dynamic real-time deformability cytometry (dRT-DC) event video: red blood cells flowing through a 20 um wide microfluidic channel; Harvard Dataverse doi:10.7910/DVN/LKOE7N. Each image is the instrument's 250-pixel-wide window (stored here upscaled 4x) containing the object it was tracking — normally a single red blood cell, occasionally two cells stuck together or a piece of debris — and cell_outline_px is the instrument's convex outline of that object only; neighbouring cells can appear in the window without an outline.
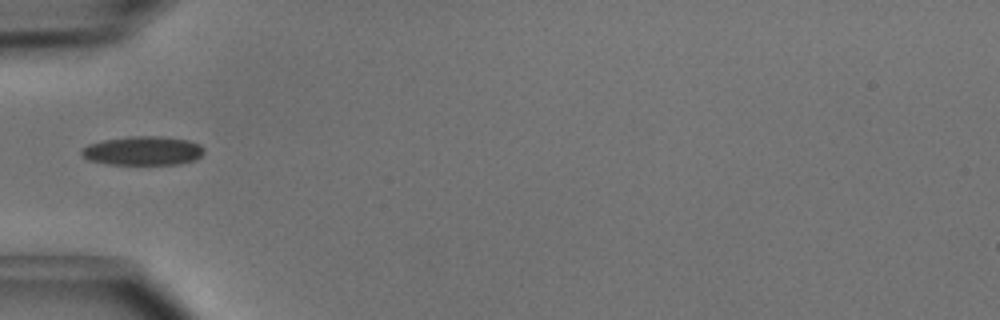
{"species": "common noctule bat (a hibernating species)", "species_latin": "Nyctalus noctula", "temperature_condition": "cold", "stored_images_in_passage": 34, "camera_frame_rate_fps": 3000, "um_per_image_px": 0.085, "animal": {"sex": "male", "body_mass_g": 15.6}, "frame": {"image": 1, "passage_image": 1, "time_ms": 0.0, "image_size_px": [1000, 320], "cell_outline_px": [[204, 152], [196, 160], [180, 164], [108, 164], [88, 160], [80, 152], [80, 148], [88, 144], [104, 140], [128, 136], [160, 136], [188, 140], [200, 144], [204, 148]], "centroid_in_image_um": [12.15, 12.81], "position_along_channel_um": 72.9, "area_um2": 20.81}}
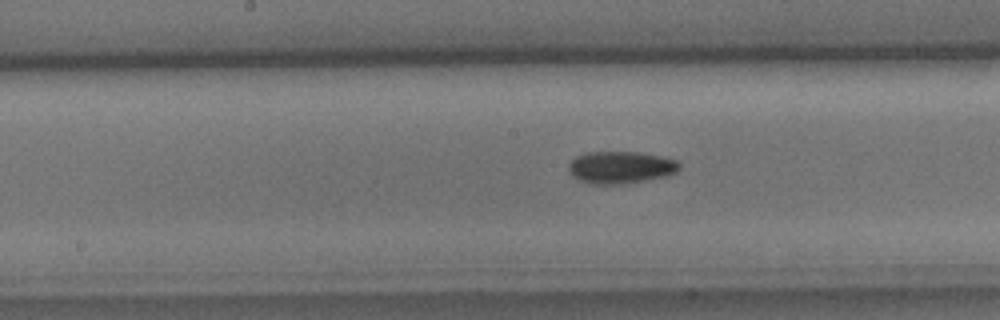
{"frame": {"image": 2, "passage_image": 10, "time_ms": 3.0, "image_size_px": [1000, 320], "cell_outline_px": [[680, 168], [676, 172], [668, 176], [620, 184], [592, 184], [580, 180], [572, 176], [568, 172], [568, 164], [576, 156], [588, 152], [640, 152], [660, 156], [676, 160], [680, 164]], "centroid_in_image_um": [52.74, 14.22], "position_along_channel_um": 195.5, "area_um2": 20.81}}
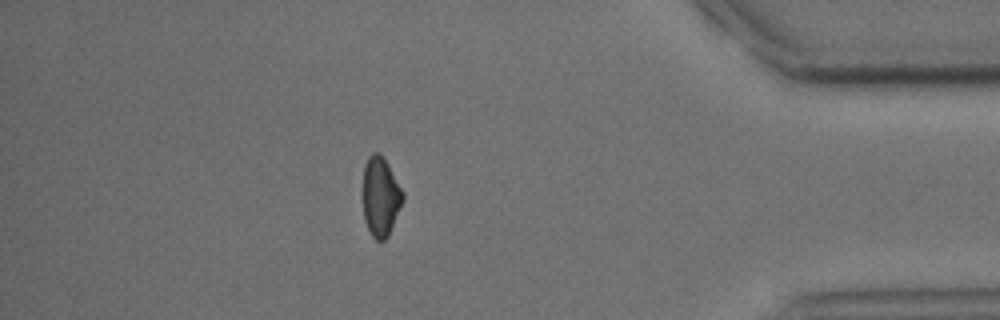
{"frame": {"image": 3, "passage_image": 28, "time_ms": 9.0, "image_size_px": [1000, 320], "cell_outline_px": [[404, 200], [388, 236], [384, 240], [376, 240], [372, 236], [364, 220], [364, 164], [368, 156], [372, 152], [380, 152], [404, 192]], "centroid_in_image_um": [32.36, 16.7], "position_along_channel_um": 402.8, "area_um2": 18.32}, "authors_computed_cell_mechanics": {"area_um2": 19.4497, "velocity_mm_per_s": 4.0484, "shape_relaxation_time_tau1_ms": 4.1821, "shape_relaxation_time_tau2_ms": null, "deformation_change_tau1": 0.1043, "deformation_change_tau2": null}}